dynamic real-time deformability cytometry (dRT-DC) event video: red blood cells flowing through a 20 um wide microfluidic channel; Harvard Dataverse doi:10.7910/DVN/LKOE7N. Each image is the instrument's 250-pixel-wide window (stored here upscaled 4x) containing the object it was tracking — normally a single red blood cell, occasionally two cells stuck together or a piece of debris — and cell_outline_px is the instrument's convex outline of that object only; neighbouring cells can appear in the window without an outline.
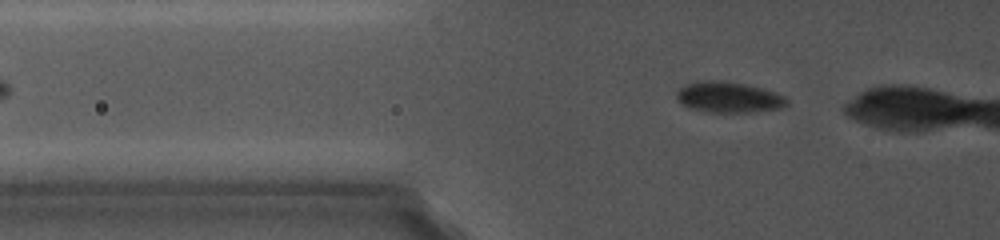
{"species": "common noctule bat (a hibernating species)", "species_latin": "Nyctalus noctula", "temperature_condition": "cold", "stored_images_in_passage": 3, "camera_frame_rate_fps": 5000, "um_per_image_px": 0.085, "animal": {"sex": "female", "body_mass_g": 19.0, "forearm_length_mm": 56.7}, "frame": {"image": 1, "passage_image": 3, "time_ms": 2.2, "image_size_px": [1000, 240], "cell_outline_px": [[784, 104], [776, 108], [732, 112], [720, 112], [696, 108], [684, 104], [676, 96], [676, 92], [680, 88], [688, 84], [700, 80], [720, 80], [744, 84], [760, 88], [784, 96]], "centroid_in_image_um": [61.85, 8.22], "position_along_channel_um": 63.9, "area_um2": 18.5}}